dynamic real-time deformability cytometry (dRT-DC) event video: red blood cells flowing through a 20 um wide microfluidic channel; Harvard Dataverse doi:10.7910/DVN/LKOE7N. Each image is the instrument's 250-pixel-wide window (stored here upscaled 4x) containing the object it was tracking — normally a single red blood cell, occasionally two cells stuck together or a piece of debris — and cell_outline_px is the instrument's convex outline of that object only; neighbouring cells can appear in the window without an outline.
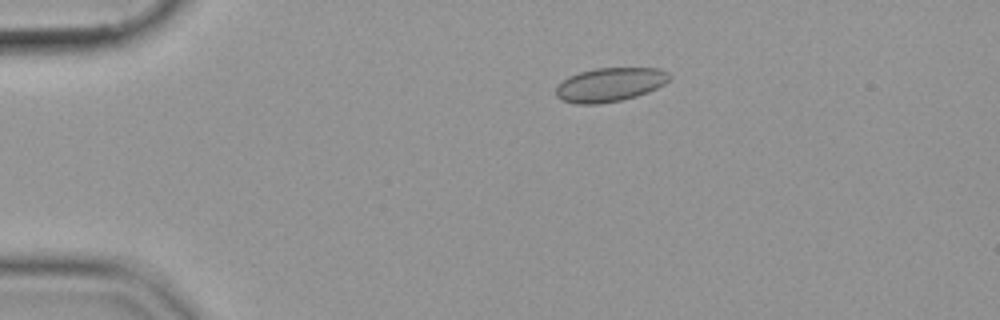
{"species": "common noctule bat (a hibernating species)", "species_latin": "Nyctalus noctula", "temperature_condition": "cold", "stored_images_in_passage": 45, "camera_frame_rate_fps": 3000, "um_per_image_px": 0.085, "animal": {"sex": "female", "body_mass_g": 19.9}, "frame": {"image": 1, "passage_image": 1, "time_ms": 0.0, "image_size_px": [1000, 320], "cell_outline_px": [[672, 76], [664, 84], [648, 92], [636, 96], [620, 100], [596, 104], [576, 104], [564, 100], [556, 96], [556, 88], [568, 76], [592, 68], [660, 68], [668, 72]], "centroid_in_image_um": [51.86, 7.18], "position_along_channel_um": 33.1, "area_um2": 22.31}}
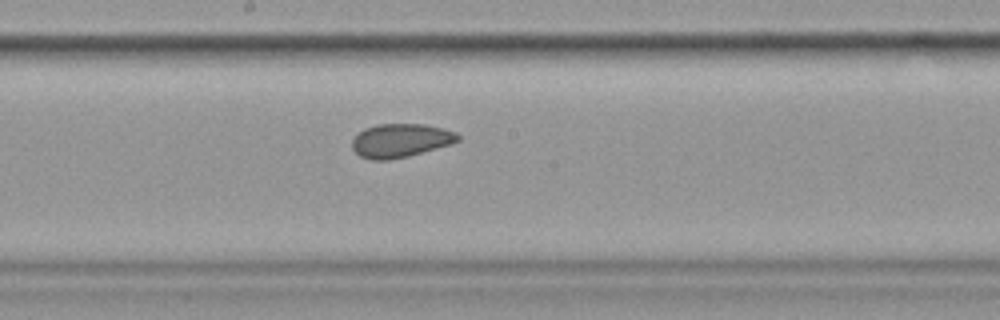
{"frame": {"image": 2, "passage_image": 20, "time_ms": 6.333, "image_size_px": [1000, 320], "cell_outline_px": [[460, 140], [452, 144], [408, 156], [388, 160], [372, 160], [360, 156], [352, 148], [352, 140], [364, 128], [376, 124], [424, 124], [444, 128], [456, 132], [460, 136]], "centroid_in_image_um": [34.07, 11.94], "position_along_channel_um": 214.1, "area_um2": 20.81}}
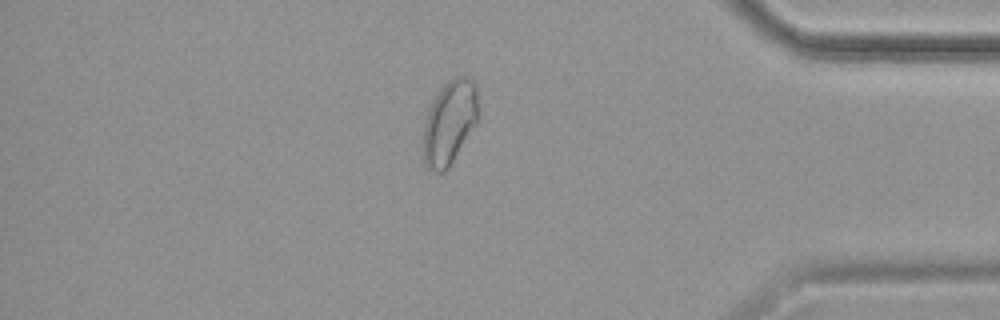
{"frame": {"image": 3, "passage_image": 37, "time_ms": 12.0, "image_size_px": [1000, 320], "cell_outline_px": [[480, 116], [476, 124], [448, 168], [444, 172], [436, 172], [428, 168], [424, 164], [424, 124], [428, 108], [440, 88], [448, 80], [456, 76], [468, 76], [476, 84], [480, 112]], "centroid_in_image_um": [38.24, 10.36], "position_along_channel_um": 397.0, "area_um2": 27.22}}